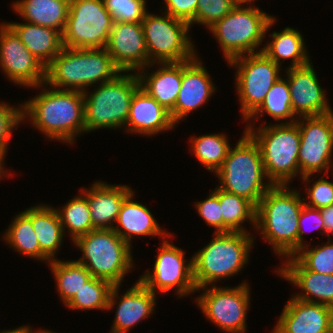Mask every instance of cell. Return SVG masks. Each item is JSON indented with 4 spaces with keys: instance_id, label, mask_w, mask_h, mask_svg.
<instances>
[{
    "instance_id": "cell-45",
    "label": "cell",
    "mask_w": 333,
    "mask_h": 333,
    "mask_svg": "<svg viewBox=\"0 0 333 333\" xmlns=\"http://www.w3.org/2000/svg\"><path fill=\"white\" fill-rule=\"evenodd\" d=\"M308 222L307 225H311L310 228L312 227V230H321L319 231L320 234L322 232V234L324 233V223L322 220V216L320 213V209L317 208H312L309 207L307 205H304L302 207V210L299 214V218H298V250L303 247L304 244V237L303 234H305V230H304V225H306V223ZM310 222V223H309Z\"/></svg>"
},
{
    "instance_id": "cell-50",
    "label": "cell",
    "mask_w": 333,
    "mask_h": 333,
    "mask_svg": "<svg viewBox=\"0 0 333 333\" xmlns=\"http://www.w3.org/2000/svg\"><path fill=\"white\" fill-rule=\"evenodd\" d=\"M330 333H333V312H332L331 321H330Z\"/></svg>"
},
{
    "instance_id": "cell-36",
    "label": "cell",
    "mask_w": 333,
    "mask_h": 333,
    "mask_svg": "<svg viewBox=\"0 0 333 333\" xmlns=\"http://www.w3.org/2000/svg\"><path fill=\"white\" fill-rule=\"evenodd\" d=\"M80 192V196L70 199L64 207H61V210L59 208L56 209L64 234L67 229L70 238L72 237V242L95 229L92 224L87 197L82 190Z\"/></svg>"
},
{
    "instance_id": "cell-52",
    "label": "cell",
    "mask_w": 333,
    "mask_h": 333,
    "mask_svg": "<svg viewBox=\"0 0 333 333\" xmlns=\"http://www.w3.org/2000/svg\"><path fill=\"white\" fill-rule=\"evenodd\" d=\"M4 160L0 157V168H4Z\"/></svg>"
},
{
    "instance_id": "cell-14",
    "label": "cell",
    "mask_w": 333,
    "mask_h": 333,
    "mask_svg": "<svg viewBox=\"0 0 333 333\" xmlns=\"http://www.w3.org/2000/svg\"><path fill=\"white\" fill-rule=\"evenodd\" d=\"M152 271H146L138 279L154 294L175 289L178 297L197 292L193 277V258L186 261L184 251L163 238ZM188 262V263H187Z\"/></svg>"
},
{
    "instance_id": "cell-29",
    "label": "cell",
    "mask_w": 333,
    "mask_h": 333,
    "mask_svg": "<svg viewBox=\"0 0 333 333\" xmlns=\"http://www.w3.org/2000/svg\"><path fill=\"white\" fill-rule=\"evenodd\" d=\"M30 219L41 251L52 261L65 236L56 208L39 204L23 211Z\"/></svg>"
},
{
    "instance_id": "cell-5",
    "label": "cell",
    "mask_w": 333,
    "mask_h": 333,
    "mask_svg": "<svg viewBox=\"0 0 333 333\" xmlns=\"http://www.w3.org/2000/svg\"><path fill=\"white\" fill-rule=\"evenodd\" d=\"M254 240L246 232L214 233L213 239L192 256L196 287L237 275L249 262Z\"/></svg>"
},
{
    "instance_id": "cell-3",
    "label": "cell",
    "mask_w": 333,
    "mask_h": 333,
    "mask_svg": "<svg viewBox=\"0 0 333 333\" xmlns=\"http://www.w3.org/2000/svg\"><path fill=\"white\" fill-rule=\"evenodd\" d=\"M120 73L105 48L63 47L46 67L45 83L60 90L84 92L89 86L111 81Z\"/></svg>"
},
{
    "instance_id": "cell-42",
    "label": "cell",
    "mask_w": 333,
    "mask_h": 333,
    "mask_svg": "<svg viewBox=\"0 0 333 333\" xmlns=\"http://www.w3.org/2000/svg\"><path fill=\"white\" fill-rule=\"evenodd\" d=\"M310 176L306 175L303 176L301 179L303 180L306 188V195L308 198L306 200H309L308 202H305L304 198V205H307L312 208L322 209L326 208L328 206L333 205V182H330L326 179H324V176L316 181L313 182V184H308L310 182Z\"/></svg>"
},
{
    "instance_id": "cell-26",
    "label": "cell",
    "mask_w": 333,
    "mask_h": 333,
    "mask_svg": "<svg viewBox=\"0 0 333 333\" xmlns=\"http://www.w3.org/2000/svg\"><path fill=\"white\" fill-rule=\"evenodd\" d=\"M135 193L132 191L123 201L120 212L116 220V226L113 230L130 246L131 238L133 236H162L164 238L172 237V233L168 234L167 231H163L159 226L156 219L150 210L139 203L134 201Z\"/></svg>"
},
{
    "instance_id": "cell-1",
    "label": "cell",
    "mask_w": 333,
    "mask_h": 333,
    "mask_svg": "<svg viewBox=\"0 0 333 333\" xmlns=\"http://www.w3.org/2000/svg\"><path fill=\"white\" fill-rule=\"evenodd\" d=\"M40 86L42 92L22 103V121L28 118L50 140L74 144L85 132L83 92L48 88L45 82Z\"/></svg>"
},
{
    "instance_id": "cell-47",
    "label": "cell",
    "mask_w": 333,
    "mask_h": 333,
    "mask_svg": "<svg viewBox=\"0 0 333 333\" xmlns=\"http://www.w3.org/2000/svg\"><path fill=\"white\" fill-rule=\"evenodd\" d=\"M0 333H36L32 330V328L28 325L21 326L19 328L11 329V330H2Z\"/></svg>"
},
{
    "instance_id": "cell-31",
    "label": "cell",
    "mask_w": 333,
    "mask_h": 333,
    "mask_svg": "<svg viewBox=\"0 0 333 333\" xmlns=\"http://www.w3.org/2000/svg\"><path fill=\"white\" fill-rule=\"evenodd\" d=\"M218 197L223 217V233L246 232L244 222H250L256 228V207L247 199L226 192L216 186L212 190ZM243 225V226H242Z\"/></svg>"
},
{
    "instance_id": "cell-2",
    "label": "cell",
    "mask_w": 333,
    "mask_h": 333,
    "mask_svg": "<svg viewBox=\"0 0 333 333\" xmlns=\"http://www.w3.org/2000/svg\"><path fill=\"white\" fill-rule=\"evenodd\" d=\"M300 194L289 185H273L256 207L255 229L281 258L298 251V218L304 206Z\"/></svg>"
},
{
    "instance_id": "cell-30",
    "label": "cell",
    "mask_w": 333,
    "mask_h": 333,
    "mask_svg": "<svg viewBox=\"0 0 333 333\" xmlns=\"http://www.w3.org/2000/svg\"><path fill=\"white\" fill-rule=\"evenodd\" d=\"M270 37L272 41L264 45L262 52L277 65L281 66L282 60L291 59L287 68H293L311 61L302 33L297 29L286 27L281 32L274 31Z\"/></svg>"
},
{
    "instance_id": "cell-44",
    "label": "cell",
    "mask_w": 333,
    "mask_h": 333,
    "mask_svg": "<svg viewBox=\"0 0 333 333\" xmlns=\"http://www.w3.org/2000/svg\"><path fill=\"white\" fill-rule=\"evenodd\" d=\"M164 12L174 18L187 22L190 26L195 24L198 0H164Z\"/></svg>"
},
{
    "instance_id": "cell-8",
    "label": "cell",
    "mask_w": 333,
    "mask_h": 333,
    "mask_svg": "<svg viewBox=\"0 0 333 333\" xmlns=\"http://www.w3.org/2000/svg\"><path fill=\"white\" fill-rule=\"evenodd\" d=\"M254 6L236 5L225 17L207 29L218 40L227 62L263 50L260 44L262 45L276 18Z\"/></svg>"
},
{
    "instance_id": "cell-48",
    "label": "cell",
    "mask_w": 333,
    "mask_h": 333,
    "mask_svg": "<svg viewBox=\"0 0 333 333\" xmlns=\"http://www.w3.org/2000/svg\"><path fill=\"white\" fill-rule=\"evenodd\" d=\"M233 1H234L235 5L245 6L244 4H246V6H248V4H250V6H251V4H254L253 2L255 0H233Z\"/></svg>"
},
{
    "instance_id": "cell-6",
    "label": "cell",
    "mask_w": 333,
    "mask_h": 333,
    "mask_svg": "<svg viewBox=\"0 0 333 333\" xmlns=\"http://www.w3.org/2000/svg\"><path fill=\"white\" fill-rule=\"evenodd\" d=\"M246 126L244 131L254 139L260 148L268 181L273 185H289L292 178L300 174L298 124L296 122L261 124L257 129L253 128V124Z\"/></svg>"
},
{
    "instance_id": "cell-21",
    "label": "cell",
    "mask_w": 333,
    "mask_h": 333,
    "mask_svg": "<svg viewBox=\"0 0 333 333\" xmlns=\"http://www.w3.org/2000/svg\"><path fill=\"white\" fill-rule=\"evenodd\" d=\"M333 307L291 297L271 333H330Z\"/></svg>"
},
{
    "instance_id": "cell-10",
    "label": "cell",
    "mask_w": 333,
    "mask_h": 333,
    "mask_svg": "<svg viewBox=\"0 0 333 333\" xmlns=\"http://www.w3.org/2000/svg\"><path fill=\"white\" fill-rule=\"evenodd\" d=\"M146 48L151 63L183 62L197 54L190 35L191 26L169 14L146 12L141 22Z\"/></svg>"
},
{
    "instance_id": "cell-13",
    "label": "cell",
    "mask_w": 333,
    "mask_h": 333,
    "mask_svg": "<svg viewBox=\"0 0 333 333\" xmlns=\"http://www.w3.org/2000/svg\"><path fill=\"white\" fill-rule=\"evenodd\" d=\"M197 288L202 294L196 298L199 309L210 322L228 333H246L247 311L250 306V288L244 281L235 287Z\"/></svg>"
},
{
    "instance_id": "cell-12",
    "label": "cell",
    "mask_w": 333,
    "mask_h": 333,
    "mask_svg": "<svg viewBox=\"0 0 333 333\" xmlns=\"http://www.w3.org/2000/svg\"><path fill=\"white\" fill-rule=\"evenodd\" d=\"M236 68L235 85L239 96L240 112L246 121L263 103L270 88L282 70L263 52L236 57L228 62Z\"/></svg>"
},
{
    "instance_id": "cell-32",
    "label": "cell",
    "mask_w": 333,
    "mask_h": 333,
    "mask_svg": "<svg viewBox=\"0 0 333 333\" xmlns=\"http://www.w3.org/2000/svg\"><path fill=\"white\" fill-rule=\"evenodd\" d=\"M2 238L20 255H26L47 263L51 261L41 251L36 233L31 224V219L23 211L14 217Z\"/></svg>"
},
{
    "instance_id": "cell-38",
    "label": "cell",
    "mask_w": 333,
    "mask_h": 333,
    "mask_svg": "<svg viewBox=\"0 0 333 333\" xmlns=\"http://www.w3.org/2000/svg\"><path fill=\"white\" fill-rule=\"evenodd\" d=\"M308 248L307 244L301 247L293 256L307 269L321 274H333V242ZM307 247V248H306Z\"/></svg>"
},
{
    "instance_id": "cell-41",
    "label": "cell",
    "mask_w": 333,
    "mask_h": 333,
    "mask_svg": "<svg viewBox=\"0 0 333 333\" xmlns=\"http://www.w3.org/2000/svg\"><path fill=\"white\" fill-rule=\"evenodd\" d=\"M13 107L5 102H0V157L4 160L7 153L12 130L22 121V104Z\"/></svg>"
},
{
    "instance_id": "cell-22",
    "label": "cell",
    "mask_w": 333,
    "mask_h": 333,
    "mask_svg": "<svg viewBox=\"0 0 333 333\" xmlns=\"http://www.w3.org/2000/svg\"><path fill=\"white\" fill-rule=\"evenodd\" d=\"M277 274L304 291L293 297L312 303L333 307V274H321L307 270L294 256L286 258Z\"/></svg>"
},
{
    "instance_id": "cell-39",
    "label": "cell",
    "mask_w": 333,
    "mask_h": 333,
    "mask_svg": "<svg viewBox=\"0 0 333 333\" xmlns=\"http://www.w3.org/2000/svg\"><path fill=\"white\" fill-rule=\"evenodd\" d=\"M114 22L141 23L147 12L146 0H103Z\"/></svg>"
},
{
    "instance_id": "cell-17",
    "label": "cell",
    "mask_w": 333,
    "mask_h": 333,
    "mask_svg": "<svg viewBox=\"0 0 333 333\" xmlns=\"http://www.w3.org/2000/svg\"><path fill=\"white\" fill-rule=\"evenodd\" d=\"M286 69L291 106L295 116H320L333 112L312 62Z\"/></svg>"
},
{
    "instance_id": "cell-9",
    "label": "cell",
    "mask_w": 333,
    "mask_h": 333,
    "mask_svg": "<svg viewBox=\"0 0 333 333\" xmlns=\"http://www.w3.org/2000/svg\"><path fill=\"white\" fill-rule=\"evenodd\" d=\"M95 87L92 93L83 92L85 132L125 128L132 98L140 88L138 75L123 72Z\"/></svg>"
},
{
    "instance_id": "cell-19",
    "label": "cell",
    "mask_w": 333,
    "mask_h": 333,
    "mask_svg": "<svg viewBox=\"0 0 333 333\" xmlns=\"http://www.w3.org/2000/svg\"><path fill=\"white\" fill-rule=\"evenodd\" d=\"M198 59L196 56L192 60L182 62L181 88L175 106L170 111L175 124L203 106L216 91L207 69Z\"/></svg>"
},
{
    "instance_id": "cell-16",
    "label": "cell",
    "mask_w": 333,
    "mask_h": 333,
    "mask_svg": "<svg viewBox=\"0 0 333 333\" xmlns=\"http://www.w3.org/2000/svg\"><path fill=\"white\" fill-rule=\"evenodd\" d=\"M0 68L10 81L20 86L41 88L46 80V68L7 22L0 24Z\"/></svg>"
},
{
    "instance_id": "cell-34",
    "label": "cell",
    "mask_w": 333,
    "mask_h": 333,
    "mask_svg": "<svg viewBox=\"0 0 333 333\" xmlns=\"http://www.w3.org/2000/svg\"><path fill=\"white\" fill-rule=\"evenodd\" d=\"M50 270L56 280L58 294L66 305L83 285L92 278L86 267L75 261L55 259L49 262Z\"/></svg>"
},
{
    "instance_id": "cell-40",
    "label": "cell",
    "mask_w": 333,
    "mask_h": 333,
    "mask_svg": "<svg viewBox=\"0 0 333 333\" xmlns=\"http://www.w3.org/2000/svg\"><path fill=\"white\" fill-rule=\"evenodd\" d=\"M235 6L233 0H198L195 24H202L208 29L231 12Z\"/></svg>"
},
{
    "instance_id": "cell-27",
    "label": "cell",
    "mask_w": 333,
    "mask_h": 333,
    "mask_svg": "<svg viewBox=\"0 0 333 333\" xmlns=\"http://www.w3.org/2000/svg\"><path fill=\"white\" fill-rule=\"evenodd\" d=\"M7 24L45 68L63 48L62 33L58 30L26 22H9Z\"/></svg>"
},
{
    "instance_id": "cell-18",
    "label": "cell",
    "mask_w": 333,
    "mask_h": 333,
    "mask_svg": "<svg viewBox=\"0 0 333 333\" xmlns=\"http://www.w3.org/2000/svg\"><path fill=\"white\" fill-rule=\"evenodd\" d=\"M105 49L122 73H136L149 65L141 23L113 22Z\"/></svg>"
},
{
    "instance_id": "cell-7",
    "label": "cell",
    "mask_w": 333,
    "mask_h": 333,
    "mask_svg": "<svg viewBox=\"0 0 333 333\" xmlns=\"http://www.w3.org/2000/svg\"><path fill=\"white\" fill-rule=\"evenodd\" d=\"M83 255L76 260L92 277L121 285L133 268L131 247L113 229H94L74 242Z\"/></svg>"
},
{
    "instance_id": "cell-37",
    "label": "cell",
    "mask_w": 333,
    "mask_h": 333,
    "mask_svg": "<svg viewBox=\"0 0 333 333\" xmlns=\"http://www.w3.org/2000/svg\"><path fill=\"white\" fill-rule=\"evenodd\" d=\"M112 287L110 282L92 277L65 306L73 310H107Z\"/></svg>"
},
{
    "instance_id": "cell-24",
    "label": "cell",
    "mask_w": 333,
    "mask_h": 333,
    "mask_svg": "<svg viewBox=\"0 0 333 333\" xmlns=\"http://www.w3.org/2000/svg\"><path fill=\"white\" fill-rule=\"evenodd\" d=\"M86 195L90 216L95 229H113L124 199L134 190L127 185H111L103 181L94 182Z\"/></svg>"
},
{
    "instance_id": "cell-43",
    "label": "cell",
    "mask_w": 333,
    "mask_h": 333,
    "mask_svg": "<svg viewBox=\"0 0 333 333\" xmlns=\"http://www.w3.org/2000/svg\"><path fill=\"white\" fill-rule=\"evenodd\" d=\"M195 209L202 219L216 229L215 233H223V217L219 197L211 191L207 199L194 202Z\"/></svg>"
},
{
    "instance_id": "cell-23",
    "label": "cell",
    "mask_w": 333,
    "mask_h": 333,
    "mask_svg": "<svg viewBox=\"0 0 333 333\" xmlns=\"http://www.w3.org/2000/svg\"><path fill=\"white\" fill-rule=\"evenodd\" d=\"M174 126L176 124L171 118L170 111L141 87L134 93L125 126L126 132L151 137L157 133L172 130Z\"/></svg>"
},
{
    "instance_id": "cell-33",
    "label": "cell",
    "mask_w": 333,
    "mask_h": 333,
    "mask_svg": "<svg viewBox=\"0 0 333 333\" xmlns=\"http://www.w3.org/2000/svg\"><path fill=\"white\" fill-rule=\"evenodd\" d=\"M263 113V114H261ZM269 115L277 122L286 119L289 121L282 123H295L298 118L295 116L291 106V95L287 78L279 77L274 85L267 92L260 107L246 120L247 124L260 118L259 116ZM251 120V122H250Z\"/></svg>"
},
{
    "instance_id": "cell-51",
    "label": "cell",
    "mask_w": 333,
    "mask_h": 333,
    "mask_svg": "<svg viewBox=\"0 0 333 333\" xmlns=\"http://www.w3.org/2000/svg\"><path fill=\"white\" fill-rule=\"evenodd\" d=\"M36 333H52V331H49V330H43V329H41L40 328V330L38 329L37 331H36Z\"/></svg>"
},
{
    "instance_id": "cell-4",
    "label": "cell",
    "mask_w": 333,
    "mask_h": 333,
    "mask_svg": "<svg viewBox=\"0 0 333 333\" xmlns=\"http://www.w3.org/2000/svg\"><path fill=\"white\" fill-rule=\"evenodd\" d=\"M243 133L236 146L230 147L223 164L215 172L220 184L217 187L241 196L257 207L273 184L269 181L264 183V179L268 178L258 144L246 131Z\"/></svg>"
},
{
    "instance_id": "cell-28",
    "label": "cell",
    "mask_w": 333,
    "mask_h": 333,
    "mask_svg": "<svg viewBox=\"0 0 333 333\" xmlns=\"http://www.w3.org/2000/svg\"><path fill=\"white\" fill-rule=\"evenodd\" d=\"M12 7L27 23L49 27L63 33L70 0H17Z\"/></svg>"
},
{
    "instance_id": "cell-25",
    "label": "cell",
    "mask_w": 333,
    "mask_h": 333,
    "mask_svg": "<svg viewBox=\"0 0 333 333\" xmlns=\"http://www.w3.org/2000/svg\"><path fill=\"white\" fill-rule=\"evenodd\" d=\"M154 64L156 63H151L140 70L141 72H136L140 87L160 105L171 111L181 88L182 62L157 63L160 68L149 73L148 68Z\"/></svg>"
},
{
    "instance_id": "cell-15",
    "label": "cell",
    "mask_w": 333,
    "mask_h": 333,
    "mask_svg": "<svg viewBox=\"0 0 333 333\" xmlns=\"http://www.w3.org/2000/svg\"><path fill=\"white\" fill-rule=\"evenodd\" d=\"M300 130L298 165L300 177L324 172L331 167L333 152V112L300 117L296 121ZM323 170V171H322Z\"/></svg>"
},
{
    "instance_id": "cell-35",
    "label": "cell",
    "mask_w": 333,
    "mask_h": 333,
    "mask_svg": "<svg viewBox=\"0 0 333 333\" xmlns=\"http://www.w3.org/2000/svg\"><path fill=\"white\" fill-rule=\"evenodd\" d=\"M191 138V149L195 157L207 171L215 173L223 164L231 147L227 135L212 133Z\"/></svg>"
},
{
    "instance_id": "cell-20",
    "label": "cell",
    "mask_w": 333,
    "mask_h": 333,
    "mask_svg": "<svg viewBox=\"0 0 333 333\" xmlns=\"http://www.w3.org/2000/svg\"><path fill=\"white\" fill-rule=\"evenodd\" d=\"M119 289V285L113 286L109 296L107 310L118 303L110 333H127L139 321L153 314L156 307V294L138 279L121 297H118Z\"/></svg>"
},
{
    "instance_id": "cell-11",
    "label": "cell",
    "mask_w": 333,
    "mask_h": 333,
    "mask_svg": "<svg viewBox=\"0 0 333 333\" xmlns=\"http://www.w3.org/2000/svg\"><path fill=\"white\" fill-rule=\"evenodd\" d=\"M113 22L103 0H70L63 47L105 48Z\"/></svg>"
},
{
    "instance_id": "cell-49",
    "label": "cell",
    "mask_w": 333,
    "mask_h": 333,
    "mask_svg": "<svg viewBox=\"0 0 333 333\" xmlns=\"http://www.w3.org/2000/svg\"><path fill=\"white\" fill-rule=\"evenodd\" d=\"M5 172L8 173V171H5V168H0V179L6 177L7 173Z\"/></svg>"
},
{
    "instance_id": "cell-46",
    "label": "cell",
    "mask_w": 333,
    "mask_h": 333,
    "mask_svg": "<svg viewBox=\"0 0 333 333\" xmlns=\"http://www.w3.org/2000/svg\"><path fill=\"white\" fill-rule=\"evenodd\" d=\"M320 213L324 223V233L330 239V234L333 235V205L320 209Z\"/></svg>"
}]
</instances>
